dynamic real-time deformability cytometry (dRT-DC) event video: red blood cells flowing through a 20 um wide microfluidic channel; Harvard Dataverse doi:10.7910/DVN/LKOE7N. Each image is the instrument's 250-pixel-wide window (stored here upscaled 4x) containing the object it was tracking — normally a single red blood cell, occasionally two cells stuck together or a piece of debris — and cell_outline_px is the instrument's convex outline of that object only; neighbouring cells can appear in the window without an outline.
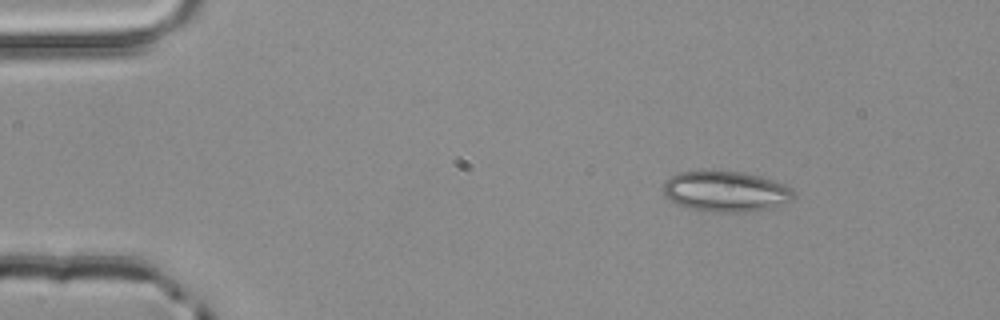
{"species": "common noctule bat (a hibernating species)", "species_latin": "Nyctalus noctula", "temperature_condition": "room temperature", "stored_images_in_passage": 4, "camera_frame_rate_fps": 3000, "um_per_image_px": 0.085, "animal": {"sex": "male", "body_mass_g": 20.4}, "frame": {"image": 1, "passage_image": 1, "time_ms": 0.0, "image_size_px": [1000, 320], "cell_outline_px": [[796, 196], [792, 200], [772, 208], [748, 212], [700, 212], [676, 204], [664, 196], [664, 180], [676, 172], [744, 172], [760, 176], [784, 184], [796, 192]], "centroid_in_image_um": [61.68, 16.3], "position_along_channel_um": 23.3, "area_um2": 31.15}}